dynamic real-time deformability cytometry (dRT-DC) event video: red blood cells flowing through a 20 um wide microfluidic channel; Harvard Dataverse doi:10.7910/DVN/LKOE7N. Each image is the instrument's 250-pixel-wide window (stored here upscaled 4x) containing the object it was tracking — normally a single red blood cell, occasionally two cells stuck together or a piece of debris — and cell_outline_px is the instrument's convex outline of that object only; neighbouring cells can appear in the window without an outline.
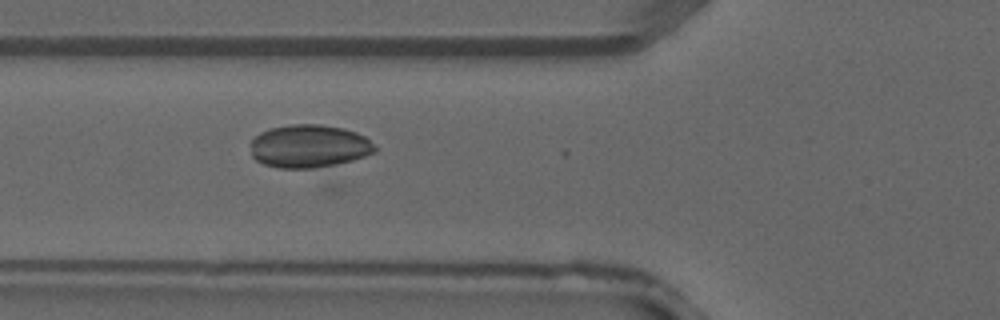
{"species": "common noctule bat (a hibernating species)", "species_latin": "Nyctalus noctula", "temperature_condition": "warm", "stored_images_in_passage": 7, "camera_frame_rate_fps": 3000, "um_per_image_px": 0.085, "animal": {"sex": "male", "forearm_length_mm": 52.5}, "frame": {"image": 1, "passage_image": 7, "time_ms": 2.0, "image_size_px": [1000, 320], "cell_outline_px": [[376, 152], [352, 160], [336, 164], [312, 168], [276, 168], [264, 164], [256, 160], [252, 156], [252, 140], [260, 132], [268, 128], [292, 124], [320, 124], [344, 128], [356, 132], [364, 136], [376, 148]], "centroid_in_image_um": [26.25, 12.42], "position_along_channel_um": 99.5, "area_um2": 31.1}}